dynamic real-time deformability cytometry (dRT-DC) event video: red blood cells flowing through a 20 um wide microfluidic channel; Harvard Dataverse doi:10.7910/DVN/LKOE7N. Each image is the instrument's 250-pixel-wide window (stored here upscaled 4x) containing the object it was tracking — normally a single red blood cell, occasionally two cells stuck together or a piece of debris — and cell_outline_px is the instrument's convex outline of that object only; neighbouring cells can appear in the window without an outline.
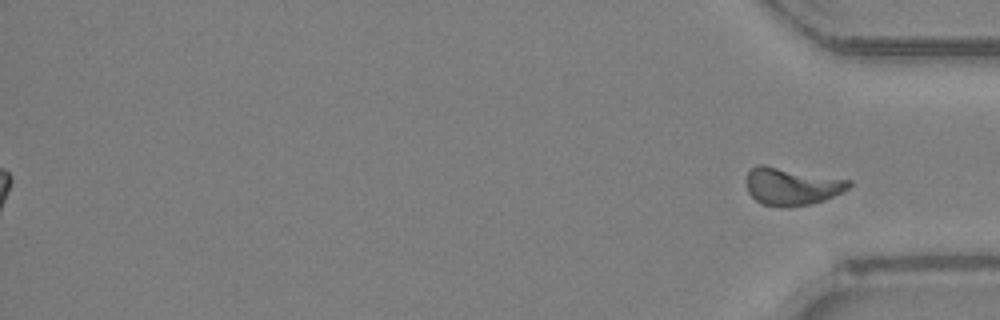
{"species": "Egyptian fruit bat (a non-hibernating species)", "species_latin": "Rousettus aegyptiacus", "temperature_condition": "room temperature", "stored_images_in_passage": 39, "segment_of_instrument_passage": [2, 2], "camera_frame_rate_fps": 3000, "um_per_image_px": 0.085, "animal": {"sex": "female"}, "frame": {"image": 1, "passage_image": 39, "time_ms": 12.667, "image_size_px": [1000, 320], "cell_outline_px": [[852, 184], [844, 192], [824, 200], [812, 204], [784, 208], [780, 208], [760, 204], [748, 192], [748, 172], [756, 164], [764, 164], [852, 180]], "centroid_in_image_um": [67.33, 15.85], "position_along_channel_um": 367.9, "area_um2": 22.77}}